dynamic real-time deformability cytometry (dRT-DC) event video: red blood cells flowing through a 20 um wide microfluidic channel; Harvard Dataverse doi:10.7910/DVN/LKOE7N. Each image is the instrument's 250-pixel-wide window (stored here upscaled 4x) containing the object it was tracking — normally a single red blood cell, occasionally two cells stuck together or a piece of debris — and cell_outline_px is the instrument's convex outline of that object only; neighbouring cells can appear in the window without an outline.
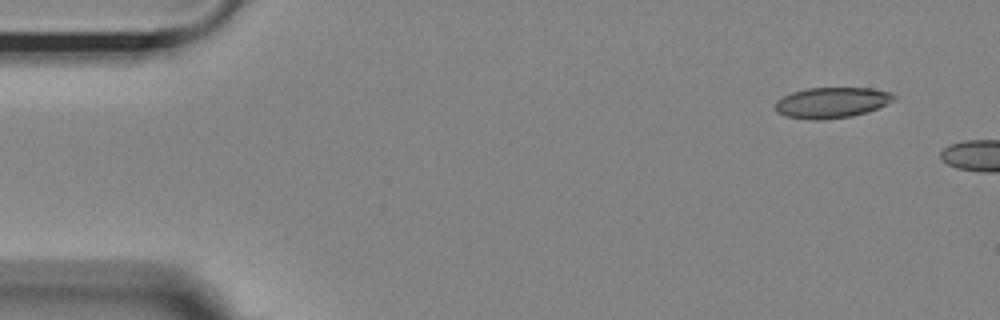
{"species": "Egyptian fruit bat (a non-hibernating species)", "species_latin": "Rousettus aegyptiacus", "temperature_condition": "room temperature", "stored_images_in_passage": 4, "camera_frame_rate_fps": 3000, "um_per_image_px": 0.085, "animal": {"sex": "female"}, "frame": {"image": 1, "passage_image": 1, "time_ms": 0.0, "image_size_px": [1000, 320], "cell_outline_px": [[896, 100], [888, 104], [868, 112], [852, 116], [824, 120], [812, 120], [784, 116], [776, 112], [776, 100], [792, 92], [808, 88], [872, 88], [892, 92], [896, 96]], "centroid_in_image_um": [70.73, 8.73], "position_along_channel_um": 14.3, "area_um2": 21.5}}